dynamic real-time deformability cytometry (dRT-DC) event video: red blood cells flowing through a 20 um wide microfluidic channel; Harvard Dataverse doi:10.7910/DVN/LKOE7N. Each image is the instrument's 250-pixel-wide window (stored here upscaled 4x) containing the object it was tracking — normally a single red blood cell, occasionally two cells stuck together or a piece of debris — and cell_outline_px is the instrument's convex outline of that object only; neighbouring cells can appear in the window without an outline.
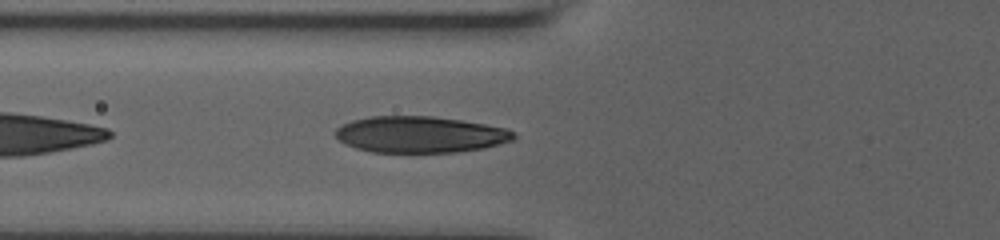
{"species": "human", "species_latin": "Homo sapiens", "temperature_condition": "room temperature", "stored_images_in_passage": 35, "camera_frame_rate_fps": 3000, "um_per_image_px": 0.085, "donor": {"sex": "male"}, "frame": {"image": 1, "passage_image": 4, "time_ms": 1.0, "image_size_px": [1000, 240], "cell_outline_px": [[516, 136], [512, 140], [500, 144], [484, 148], [456, 152], [372, 152], [356, 148], [344, 144], [336, 136], [336, 128], [340, 124], [352, 120], [368, 116], [432, 116], [460, 120], [484, 124], [504, 128], [512, 132]], "centroid_in_image_um": [35.66, 11.43], "position_along_channel_um": 90.1, "area_um2": 37.74}}
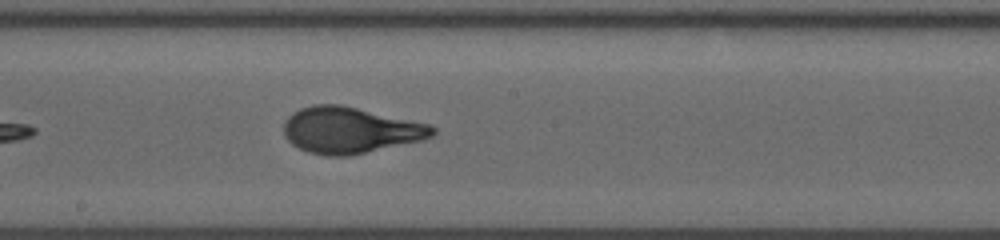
{"frame": {"image": 2, "passage_image": 14, "time_ms": 4.333, "image_size_px": [1000, 240], "cell_outline_px": [[436, 132], [432, 136], [424, 140], [348, 156], [328, 156], [308, 152], [292, 144], [284, 136], [284, 120], [292, 112], [300, 108], [312, 104], [340, 104], [432, 124], [436, 128]], "centroid_in_image_um": [29.78, 11.05], "position_along_channel_um": 218.4, "area_um2": 40.4}}
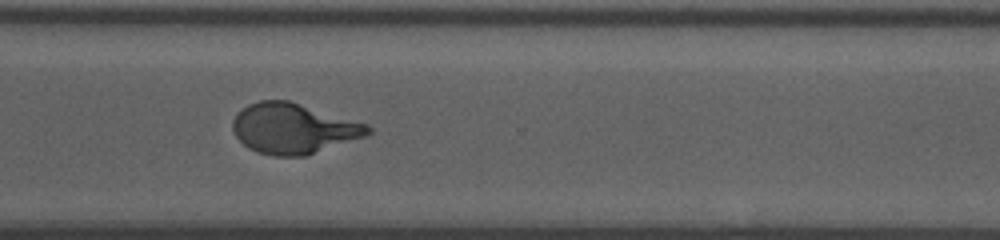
{"frame": {"image": 3, "passage_image": 24, "time_ms": 7.667, "image_size_px": [1000, 240], "cell_outline_px": [[372, 132], [368, 136], [304, 156], [272, 156], [256, 152], [248, 148], [236, 136], [232, 128], [232, 120], [248, 104], [260, 100], [288, 100], [368, 124], [372, 128]], "centroid_in_image_um": [24.97, 10.93], "position_along_channel_um": 345.6, "area_um2": 39.65}, "authors_computed_cell_mechanics": {"area_um2": 39.6508, "velocity_mm_per_s": 3.8254, "shape_relaxation_time_tau1_ms": 4.7313, "shape_relaxation_time_tau2_ms": null, "deformation_change_tau1": 0.217, "deformation_change_tau2": null}}